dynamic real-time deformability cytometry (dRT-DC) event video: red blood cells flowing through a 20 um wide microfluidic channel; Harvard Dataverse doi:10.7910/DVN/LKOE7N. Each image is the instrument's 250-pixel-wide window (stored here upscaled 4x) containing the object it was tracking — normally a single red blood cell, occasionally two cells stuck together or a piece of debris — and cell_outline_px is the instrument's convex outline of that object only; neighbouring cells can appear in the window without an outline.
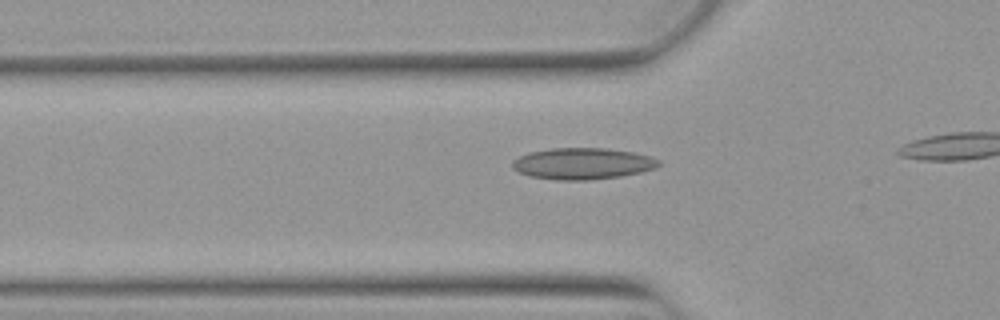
{"species": "Egyptian fruit bat (a non-hibernating species)", "species_latin": "Rousettus aegyptiacus", "temperature_condition": "warm", "stored_images_in_passage": 16, "camera_frame_rate_fps": 3000, "um_per_image_px": 0.085, "animal": {"sex": "female"}, "frame": {"image": 1, "passage_image": 7, "time_ms": 2.0, "image_size_px": [1000, 320], "cell_outline_px": [[660, 164], [656, 168], [640, 172], [620, 176], [592, 180], [556, 180], [532, 176], [520, 172], [512, 168], [512, 160], [528, 152], [552, 148], [604, 148], [632, 152], [648, 156], [660, 160]], "centroid_in_image_um": [49.51, 13.9], "position_along_channel_um": 76.3, "area_um2": 26.7}}
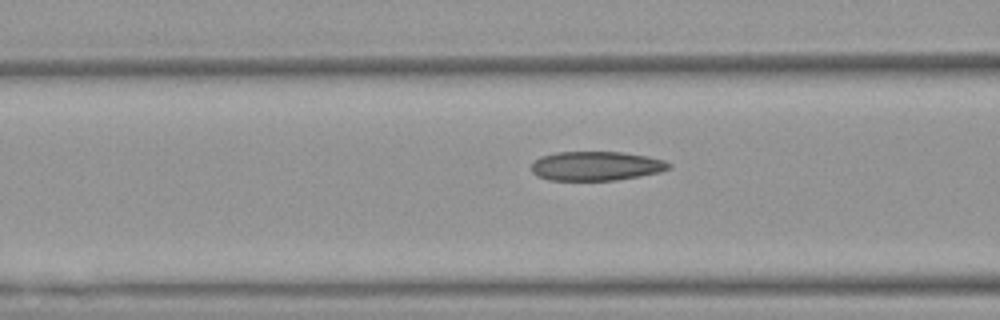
{"frame": {"image": 2, "passage_image": 10, "time_ms": 3.0, "image_size_px": [1000, 320], "cell_outline_px": [[672, 168], [660, 172], [640, 176], [616, 180], [548, 180], [536, 176], [532, 172], [532, 164], [540, 156], [556, 152], [624, 152], [648, 156], [664, 160], [672, 164]], "centroid_in_image_um": [50.69, 14.11], "position_along_channel_um": 115.9, "area_um2": 23.58}}
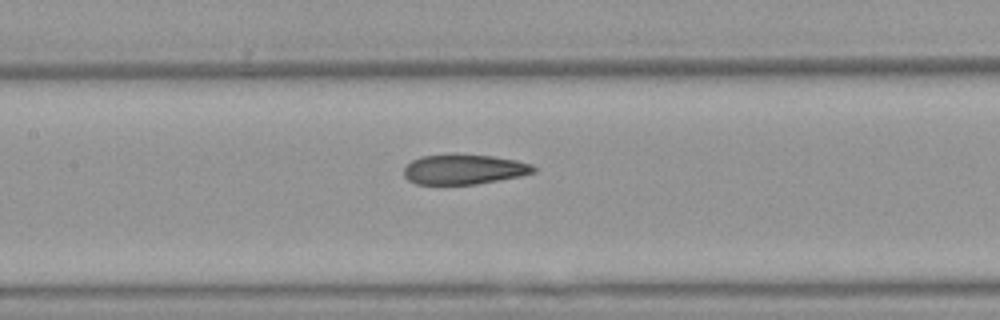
{"frame": {"image": 3, "passage_image": 14, "time_ms": 4.333, "image_size_px": [1000, 320], "cell_outline_px": [[536, 172], [520, 176], [476, 184], [416, 184], [408, 180], [404, 176], [404, 168], [412, 160], [420, 156], [452, 152], [492, 156], [516, 160], [532, 164], [536, 168]], "centroid_in_image_um": [39.42, 14.36], "position_along_channel_um": 168.0, "area_um2": 23.12}}